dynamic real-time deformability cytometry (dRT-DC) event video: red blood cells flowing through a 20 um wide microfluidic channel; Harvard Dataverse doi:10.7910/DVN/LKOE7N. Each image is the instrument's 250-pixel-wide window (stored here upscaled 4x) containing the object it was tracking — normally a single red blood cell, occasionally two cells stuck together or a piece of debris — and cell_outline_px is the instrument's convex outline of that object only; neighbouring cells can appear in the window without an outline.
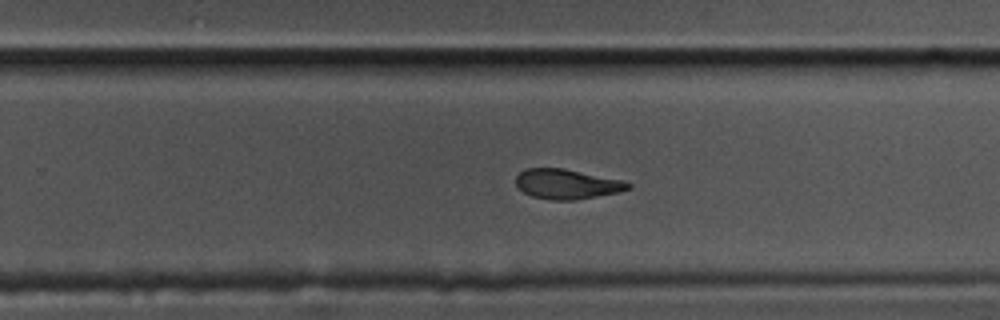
{"species": "common noctule bat (a hibernating species)", "species_latin": "Nyctalus noctula", "temperature_condition": "cold", "stored_images_in_passage": 61, "camera_frame_rate_fps": 3000, "um_per_image_px": 0.085, "animal": {"sex": "male", "body_mass_g": 17.5, "forearm_length_mm": 52.3}, "frame": {"image": 1, "passage_image": 38, "time_ms": 12.333, "image_size_px": [1000, 320], "cell_outline_px": [[632, 188], [620, 192], [576, 200], [552, 200], [532, 196], [524, 192], [516, 184], [516, 176], [524, 168], [564, 168], [624, 180], [632, 184]], "centroid_in_image_um": [48.23, 15.64], "position_along_channel_um": 281.6, "area_um2": 19.71}}
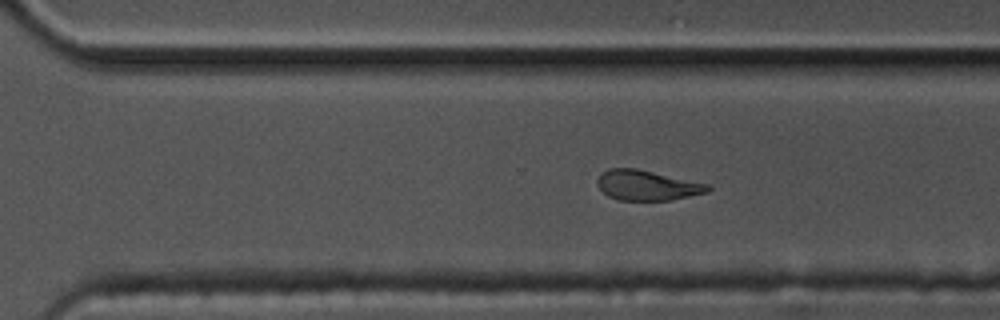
{"frame": {"image": 2, "passage_image": 41, "time_ms": 13.333, "image_size_px": [1000, 320], "cell_outline_px": [[712, 188], [708, 192], [672, 200], [620, 200], [608, 196], [596, 184], [596, 180], [608, 168], [636, 168], [708, 184]], "centroid_in_image_um": [55.01, 15.75], "position_along_channel_um": 315.6, "area_um2": 19.25}}
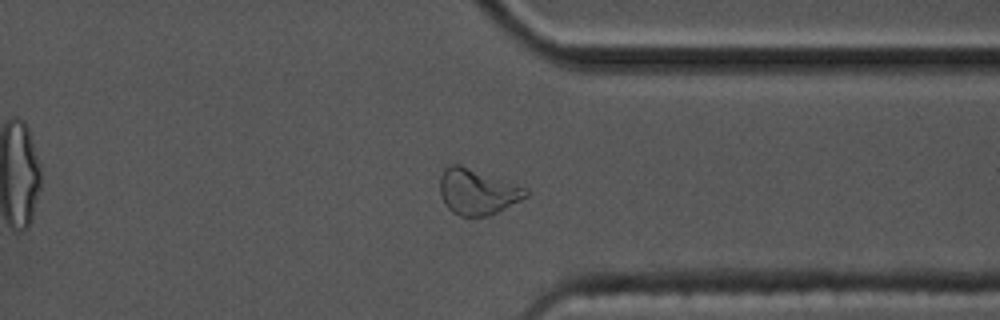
{"frame": {"image": 3, "passage_image": 46, "time_ms": 15.0, "image_size_px": [1000, 320], "cell_outline_px": [[528, 196], [488, 216], [460, 216], [452, 212], [444, 204], [440, 196], [440, 176], [444, 168], [448, 164], [460, 164], [528, 188]], "centroid_in_image_um": [40.54, 16.28], "position_along_channel_um": 370.9, "area_um2": 22.95}, "authors_computed_cell_mechanics": {"area_um2": 20.808, "velocity_mm_per_s": 3.3974, "shape_relaxation_time_tau1_ms": 4.0231, "shape_relaxation_time_tau2_ms": 6.2799, "deformation_change_tau1": 0.1503, "deformation_change_tau2": 0.1385}}